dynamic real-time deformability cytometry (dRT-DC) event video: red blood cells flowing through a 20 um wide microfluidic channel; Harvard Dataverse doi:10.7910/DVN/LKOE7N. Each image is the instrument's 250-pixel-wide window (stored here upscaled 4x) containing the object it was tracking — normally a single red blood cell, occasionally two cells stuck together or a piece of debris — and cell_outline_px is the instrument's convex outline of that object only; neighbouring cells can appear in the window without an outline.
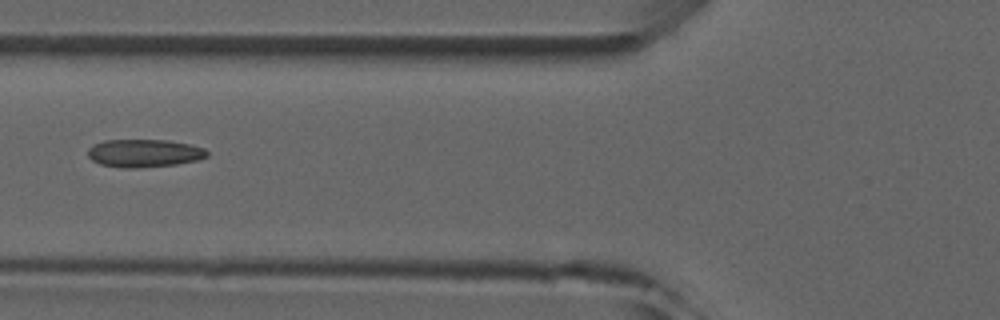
{"species": "common noctule bat (a hibernating species)", "species_latin": "Nyctalus noctula", "temperature_condition": "room temperature", "stored_images_in_passage": 6, "camera_frame_rate_fps": 3000, "um_per_image_px": 0.085, "animal": {"sex": "male", "forearm_length_mm": 52.5}, "frame": {"image": 1, "passage_image": 5, "time_ms": 5.667, "image_size_px": [1000, 320], "cell_outline_px": [[208, 156], [196, 160], [176, 164], [136, 168], [128, 168], [100, 164], [92, 160], [88, 156], [88, 148], [104, 140], [168, 140], [192, 144], [204, 148], [208, 152]], "centroid_in_image_um": [12.27, 13.01], "position_along_channel_um": 113.5, "area_um2": 19.31}}
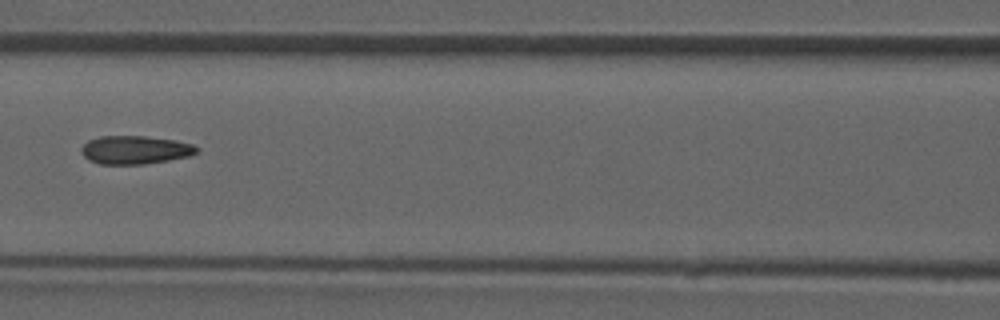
{"frame": {"image": 2, "passage_image": 6, "time_ms": 6.667, "image_size_px": [1000, 320], "cell_outline_px": [[200, 148], [196, 152], [188, 156], [168, 160], [144, 164], [100, 164], [88, 160], [80, 152], [80, 148], [88, 140], [100, 136], [144, 136], [176, 140], [192, 144]], "centroid_in_image_um": [11.45, 12.74], "position_along_channel_um": 155.1, "area_um2": 19.07}}